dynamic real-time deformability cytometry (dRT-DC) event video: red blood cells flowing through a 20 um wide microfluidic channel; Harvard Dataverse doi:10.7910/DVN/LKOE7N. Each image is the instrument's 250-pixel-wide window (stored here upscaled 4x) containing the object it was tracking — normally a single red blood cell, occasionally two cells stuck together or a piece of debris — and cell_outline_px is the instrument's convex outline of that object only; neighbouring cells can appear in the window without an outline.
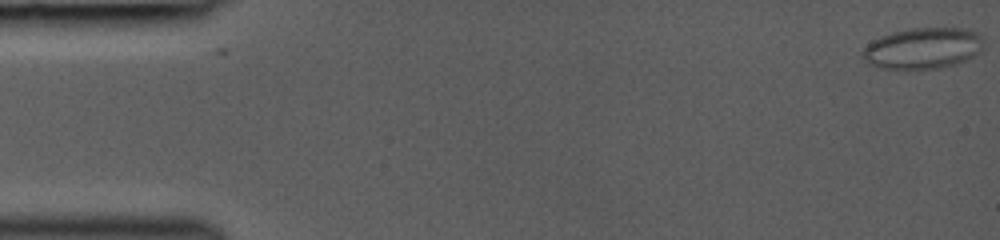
{"species": "common noctule bat (a hibernating species)", "species_latin": "Nyctalus noctula", "temperature_condition": "room temperature", "stored_images_in_passage": 2, "camera_frame_rate_fps": 3000, "um_per_image_px": 0.085, "animal": {"sex": "female", "body_mass_g": 19.0, "forearm_length_mm": 53.3}, "frame": {"image": 1, "passage_image": 1, "time_ms": 0.0, "image_size_px": [1000, 240], "cell_outline_px": [[984, 40], [980, 52], [956, 64], [940, 68], [880, 68], [868, 64], [860, 56], [860, 52], [872, 40], [880, 36], [892, 32], [912, 28], [968, 28], [980, 32]], "centroid_in_image_um": [78.44, 4.08], "position_along_channel_um": 6.6, "area_um2": 29.25}}